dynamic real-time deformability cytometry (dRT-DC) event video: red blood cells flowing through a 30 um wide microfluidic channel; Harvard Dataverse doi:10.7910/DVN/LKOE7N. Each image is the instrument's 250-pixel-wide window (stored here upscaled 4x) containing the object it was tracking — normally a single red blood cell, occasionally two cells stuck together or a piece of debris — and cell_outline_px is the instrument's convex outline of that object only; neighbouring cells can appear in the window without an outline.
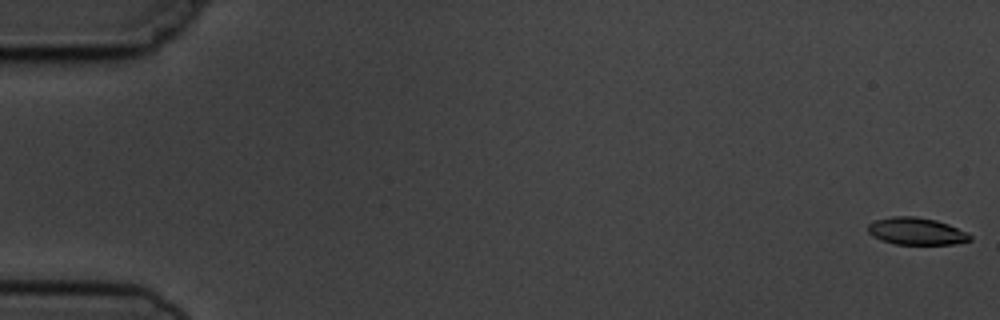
{"species": "common noctule bat (a hibernating species)", "species_latin": "Nyctalus noctula", "temperature_condition": "cold", "stored_images_in_passage": 5, "camera_frame_rate_fps": 3000, "um_per_image_px": 0.085, "animal": {"sex": "male", "body_mass_g": 19.5, "forearm_length_mm": 54.6}, "frame": {"image": 1, "passage_image": 1, "time_ms": 0.0, "image_size_px": [1000, 320], "cell_outline_px": [[972, 240], [952, 244], [896, 244], [880, 240], [872, 236], [868, 232], [868, 224], [876, 220], [892, 216], [916, 216], [936, 220], [948, 224], [968, 232], [972, 236]], "centroid_in_image_um": [77.9, 19.65], "position_along_channel_um": 7.1, "area_um2": 16.24}}